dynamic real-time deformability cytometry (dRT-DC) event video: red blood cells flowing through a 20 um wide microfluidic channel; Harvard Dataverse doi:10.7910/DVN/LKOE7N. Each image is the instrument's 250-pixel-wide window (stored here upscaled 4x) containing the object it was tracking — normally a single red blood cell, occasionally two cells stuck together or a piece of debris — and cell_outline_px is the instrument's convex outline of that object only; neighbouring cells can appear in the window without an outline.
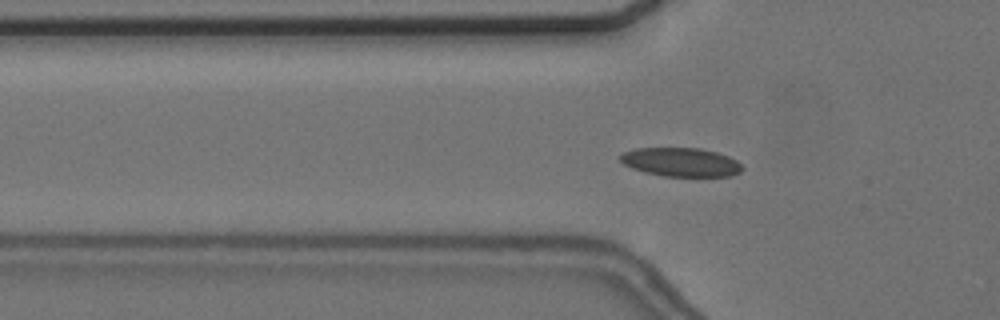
{"species": "common noctule bat (a hibernating species)", "species_latin": "Nyctalus noctula", "temperature_condition": "cold", "stored_images_in_passage": 50, "camera_frame_rate_fps": 3000, "um_per_image_px": 0.085, "animal": {"sex": "female", "body_mass_g": 24.6, "forearm_length_mm": 56.2}, "frame": {"image": 1, "passage_image": 12, "time_ms": 3.667, "image_size_px": [1000, 320], "cell_outline_px": [[744, 168], [740, 172], [732, 176], [664, 176], [644, 172], [632, 168], [624, 164], [620, 160], [620, 156], [624, 152], [636, 148], [700, 148], [716, 152], [728, 156], [736, 160]], "centroid_in_image_um": [57.89, 13.78], "position_along_channel_um": 67.9, "area_um2": 20.4}}
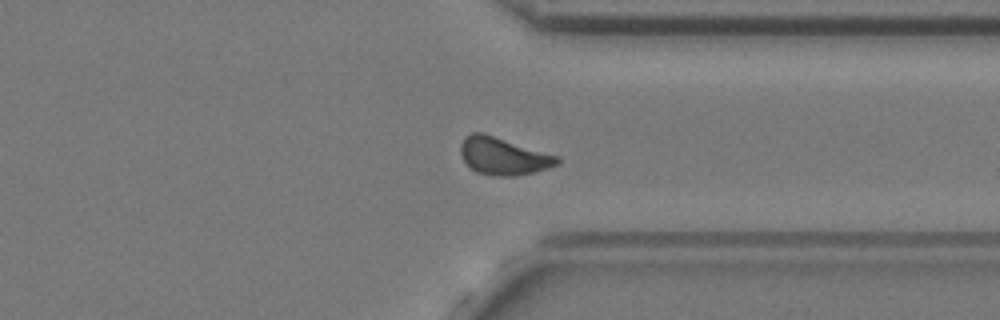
{"frame": {"image": 2, "passage_image": 37, "time_ms": 12.0, "image_size_px": [1000, 320], "cell_outline_px": [[560, 164], [536, 172], [516, 176], [492, 176], [476, 172], [464, 160], [460, 152], [460, 144], [464, 136], [472, 132], [484, 132], [560, 156]], "centroid_in_image_um": [42.81, 13.26], "position_along_channel_um": 368.6, "area_um2": 21.5}}
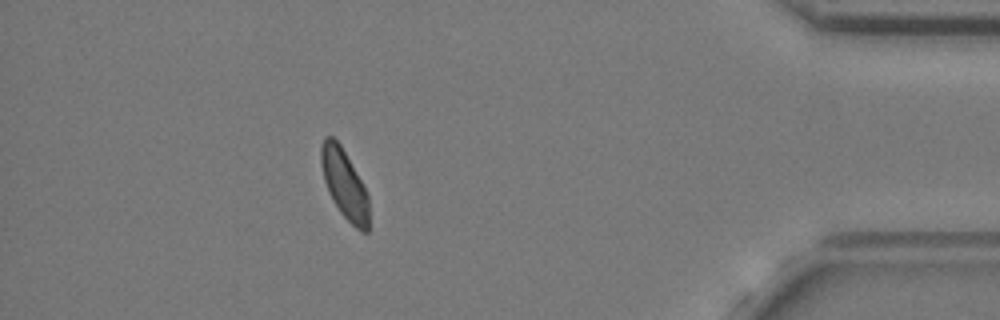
{"frame": {"image": 3, "passage_image": 44, "time_ms": 14.333, "image_size_px": [1000, 320], "cell_outline_px": [[368, 232], [360, 232], [340, 212], [332, 200], [328, 192], [324, 180], [320, 164], [320, 144], [324, 136], [332, 136], [340, 144], [364, 184], [368, 196]], "centroid_in_image_um": [29.25, 15.62], "position_along_channel_um": 405.9, "area_um2": 19.48}, "authors_computed_cell_mechanics": {"area_um2": 19.941, "velocity_mm_per_s": 3.6213, "shape_relaxation_time_tau1_ms": null, "shape_relaxation_time_tau2_ms": 3.9424, "deformation_change_tau1": null, "deformation_change_tau2": 0.0697}}